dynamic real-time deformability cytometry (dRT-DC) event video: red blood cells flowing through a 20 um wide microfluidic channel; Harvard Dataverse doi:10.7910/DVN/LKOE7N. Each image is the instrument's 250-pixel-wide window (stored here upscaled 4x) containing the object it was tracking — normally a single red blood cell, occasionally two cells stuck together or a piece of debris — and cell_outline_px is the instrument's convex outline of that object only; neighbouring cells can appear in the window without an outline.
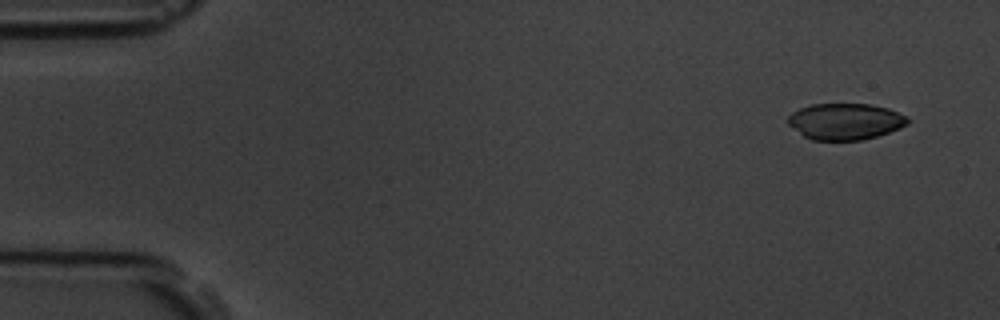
{"species": "common noctule bat (a hibernating species)", "species_latin": "Nyctalus noctula", "temperature_condition": "room temperature", "stored_images_in_passage": 10, "camera_frame_rate_fps": 3000, "um_per_image_px": 0.085, "animal": {"sex": "male", "body_mass_g": 19.5, "forearm_length_mm": 54.6}, "frame": {"image": 1, "passage_image": 1, "time_ms": 0.0, "image_size_px": [1000, 320], "cell_outline_px": [[912, 120], [908, 124], [900, 128], [876, 136], [860, 140], [812, 140], [804, 136], [788, 124], [788, 116], [792, 112], [800, 108], [812, 104], [868, 104], [888, 108], [908, 116]], "centroid_in_image_um": [71.87, 10.32], "position_along_channel_um": 13.1, "area_um2": 25.37}}
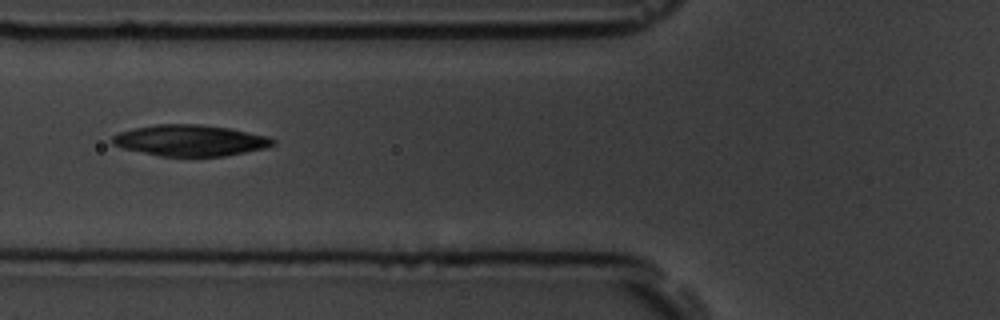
{"frame": {"image": 2, "passage_image": 6, "time_ms": 5.667, "image_size_px": [1000, 320], "cell_outline_px": [[276, 144], [268, 148], [224, 156], [160, 156], [124, 148], [112, 144], [112, 136], [120, 132], [136, 128], [156, 124], [200, 124], [228, 128], [268, 136], [276, 140]], "centroid_in_image_um": [16.22, 11.94], "position_along_channel_um": 109.6, "area_um2": 29.07}}
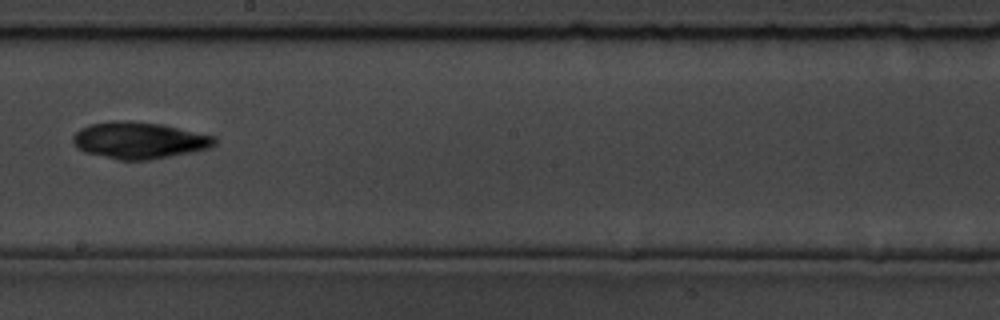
{"frame": {"image": 3, "passage_image": 9, "time_ms": 9.0, "image_size_px": [1000, 320], "cell_outline_px": [[216, 144], [208, 148], [148, 160], [116, 160], [84, 152], [76, 148], [72, 144], [72, 136], [80, 128], [88, 124], [112, 120], [120, 120], [160, 124], [216, 136]], "centroid_in_image_um": [11.75, 11.93], "position_along_channel_um": 236.5, "area_um2": 30.29}}